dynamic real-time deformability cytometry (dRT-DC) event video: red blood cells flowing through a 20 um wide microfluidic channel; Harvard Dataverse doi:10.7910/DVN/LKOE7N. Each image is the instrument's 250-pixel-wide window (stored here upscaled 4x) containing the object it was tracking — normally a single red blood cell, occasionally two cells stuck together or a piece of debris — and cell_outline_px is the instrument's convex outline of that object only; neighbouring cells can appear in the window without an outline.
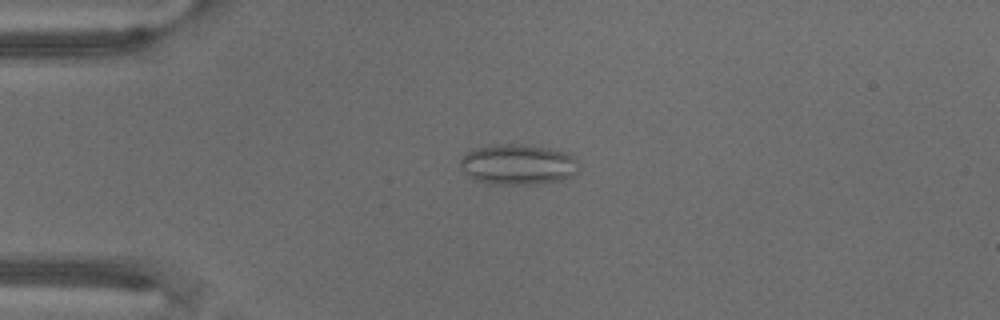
{"species": "common noctule bat (a hibernating species)", "species_latin": "Nyctalus noctula", "temperature_condition": "warm", "stored_images_in_passage": 71, "camera_frame_rate_fps": 3000, "um_per_image_px": 0.085, "animal": {"sex": "male", "body_mass_g": 18.8}, "frame": {"image": 1, "passage_image": 18, "time_ms": 5.667, "image_size_px": [1000, 320], "cell_outline_px": [[580, 168], [576, 176], [564, 180], [536, 184], [488, 184], [476, 180], [468, 176], [460, 168], [460, 160], [472, 148], [496, 144], [524, 144], [548, 148], [568, 152], [576, 160]], "centroid_in_image_um": [44.06, 13.99], "position_along_channel_um": 40.9, "area_um2": 28.5}}
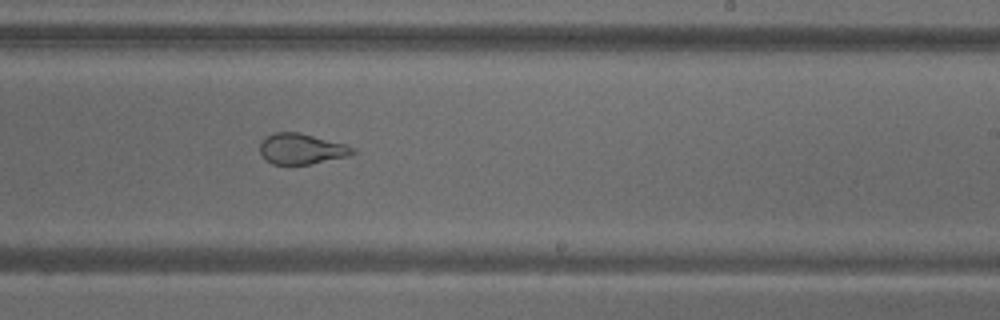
{"frame": {"image": 2, "passage_image": 44, "time_ms": 14.333, "image_size_px": [1000, 320], "cell_outline_px": [[356, 152], [348, 156], [308, 164], [272, 164], [264, 160], [260, 152], [260, 140], [264, 136], [272, 132], [300, 132], [344, 144], [356, 148]], "centroid_in_image_um": [25.57, 12.64], "position_along_channel_um": 263.4, "area_um2": 16.7}}
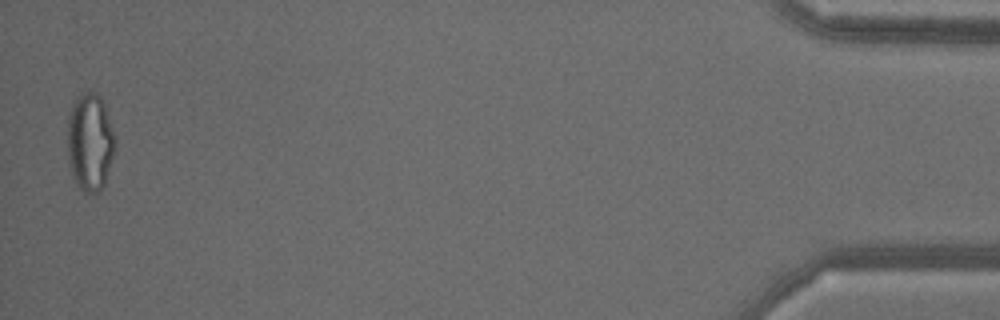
{"frame": {"image": 3, "passage_image": 70, "time_ms": 23.0, "image_size_px": [1000, 320], "cell_outline_px": [[116, 148], [104, 184], [100, 192], [84, 192], [80, 188], [72, 176], [68, 164], [68, 112], [72, 104], [84, 92], [96, 92], [100, 96], [104, 104], [116, 136]], "centroid_in_image_um": [7.66, 12.08], "position_along_channel_um": 427.5, "area_um2": 27.34}}